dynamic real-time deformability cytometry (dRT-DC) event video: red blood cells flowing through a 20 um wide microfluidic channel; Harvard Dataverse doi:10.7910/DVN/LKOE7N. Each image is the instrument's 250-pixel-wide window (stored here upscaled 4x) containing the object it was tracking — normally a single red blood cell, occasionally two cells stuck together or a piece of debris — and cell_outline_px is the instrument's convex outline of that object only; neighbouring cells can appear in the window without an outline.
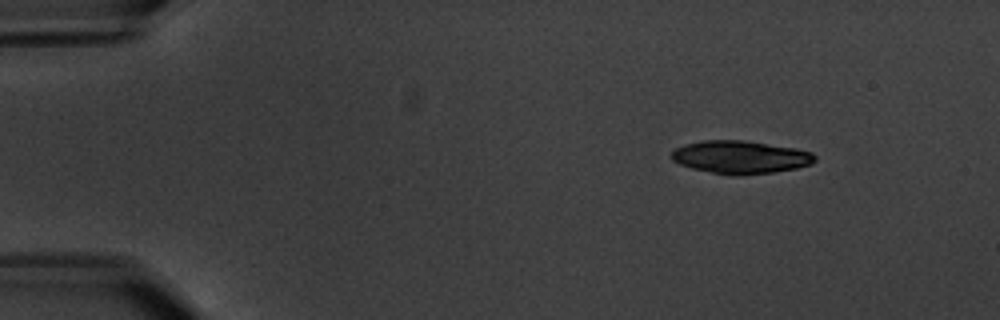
{"species": "common noctule bat (a hibernating species)", "species_latin": "Nyctalus noctula", "temperature_condition": "warm", "stored_images_in_passage": 7, "camera_frame_rate_fps": 3000, "um_per_image_px": 0.085, "animal": {"sex": "male", "body_mass_g": 20.1, "forearm_length_mm": 53.5}, "frame": {"image": 1, "passage_image": 3, "time_ms": 2.333, "image_size_px": [1000, 320], "cell_outline_px": [[816, 160], [812, 164], [796, 168], [772, 172], [744, 176], [732, 176], [692, 168], [680, 164], [672, 160], [672, 152], [676, 148], [684, 144], [704, 140], [744, 140], [796, 148], [812, 152], [816, 156]], "centroid_in_image_um": [62.96, 13.36], "position_along_channel_um": 22.0, "area_um2": 27.63}}
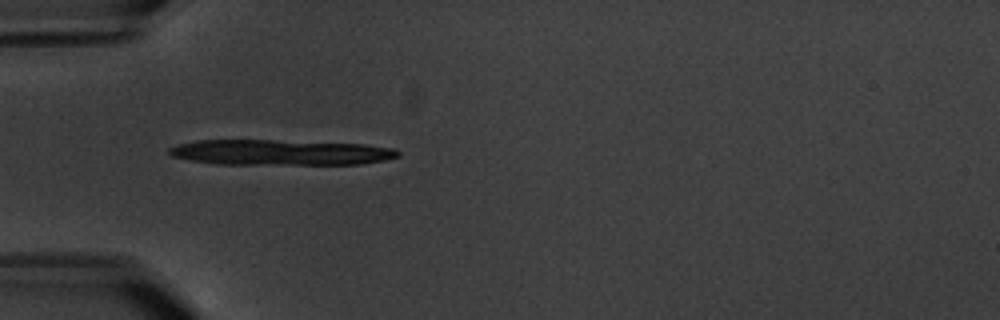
{"frame": {"image": 2, "passage_image": 6, "time_ms": 6.0, "image_size_px": [1000, 320], "cell_outline_px": [[400, 156], [384, 160], [360, 164], [216, 164], [192, 160], [172, 156], [168, 152], [168, 148], [180, 144], [196, 140], [272, 140], [364, 144], [396, 148], [400, 152]], "centroid_in_image_um": [23.87, 12.95], "position_along_channel_um": 61.1, "area_um2": 33.93}}